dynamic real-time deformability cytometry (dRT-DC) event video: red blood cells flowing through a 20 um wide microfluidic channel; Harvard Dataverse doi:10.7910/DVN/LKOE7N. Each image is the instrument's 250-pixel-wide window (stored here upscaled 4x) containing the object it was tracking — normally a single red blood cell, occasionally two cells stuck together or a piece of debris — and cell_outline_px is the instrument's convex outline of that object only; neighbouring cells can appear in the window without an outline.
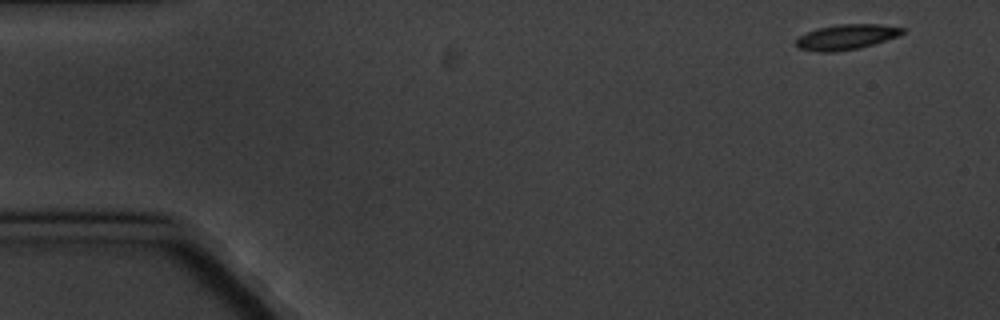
{"species": "common noctule bat (a hibernating species)", "species_latin": "Nyctalus noctula", "temperature_condition": "cold", "stored_images_in_passage": 6, "camera_frame_rate_fps": 3000, "um_per_image_px": 0.085, "animal": {"sex": "male", "body_mass_g": 20.1, "forearm_length_mm": 53.5}, "frame": {"image": 1, "passage_image": 1, "time_ms": 0.0, "image_size_px": [1000, 320], "cell_outline_px": [[904, 32], [896, 36], [860, 48], [832, 52], [816, 52], [800, 48], [796, 44], [796, 36], [816, 28], [836, 24], [880, 24], [904, 28]], "centroid_in_image_um": [71.87, 3.13], "position_along_channel_um": 13.1, "area_um2": 15.61}}
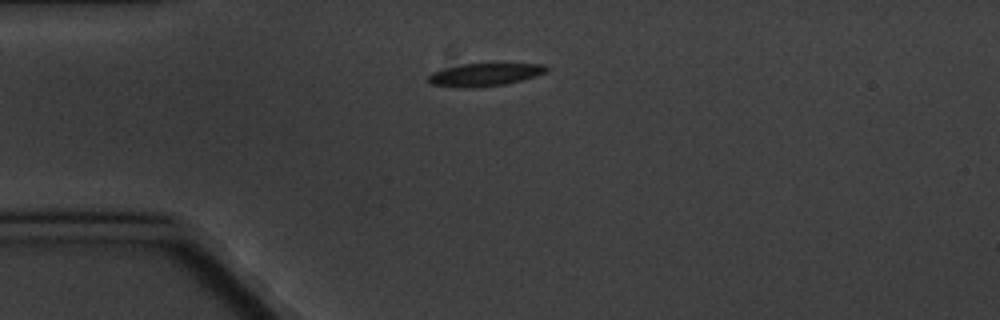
{"frame": {"image": 2, "passage_image": 4, "time_ms": 3.667, "image_size_px": [1000, 320], "cell_outline_px": [[548, 72], [536, 76], [504, 84], [472, 88], [460, 88], [432, 84], [428, 80], [428, 76], [432, 72], [464, 64], [544, 64], [548, 68]], "centroid_in_image_um": [41.21, 6.35], "position_along_channel_um": 43.8, "area_um2": 15.43}}